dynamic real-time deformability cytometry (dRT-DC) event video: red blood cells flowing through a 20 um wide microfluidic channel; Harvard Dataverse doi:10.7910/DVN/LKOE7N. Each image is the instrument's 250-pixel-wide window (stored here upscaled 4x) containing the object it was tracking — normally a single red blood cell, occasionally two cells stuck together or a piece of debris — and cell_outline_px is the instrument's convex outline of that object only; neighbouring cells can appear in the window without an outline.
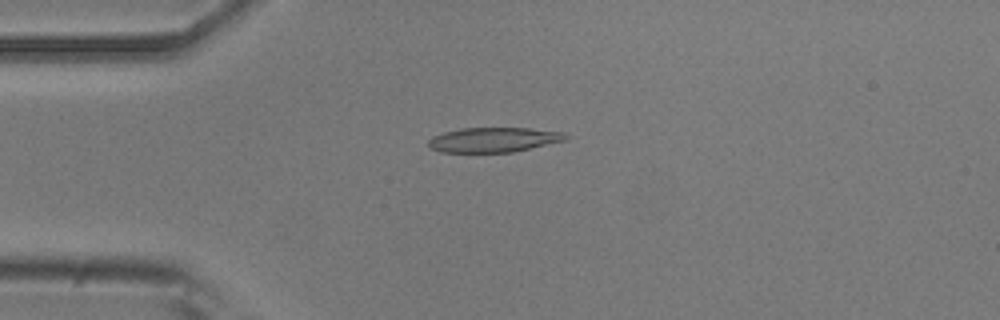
{"species": "common noctule bat (a hibernating species)", "species_latin": "Nyctalus noctula", "temperature_condition": "room temperature", "stored_images_in_passage": 6, "camera_frame_rate_fps": 3000, "um_per_image_px": 0.085, "animal": {"sex": "male", "body_mass_g": 20.5, "forearm_length_mm": 52.5}, "frame": {"image": 1, "passage_image": 4, "time_ms": 1.0, "image_size_px": [1000, 320], "cell_outline_px": [[572, 136], [568, 140], [512, 152], [440, 152], [428, 148], [428, 140], [432, 136], [444, 132], [460, 128], [528, 128], [564, 132]], "centroid_in_image_um": [41.98, 11.88], "position_along_channel_um": 43.0, "area_um2": 20.06}}
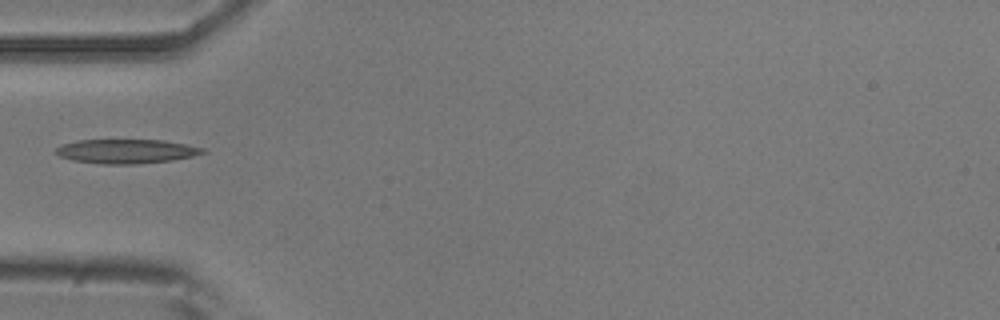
{"frame": {"image": 2, "passage_image": 5, "time_ms": 1.333, "image_size_px": [1000, 320], "cell_outline_px": [[208, 152], [192, 156], [172, 160], [136, 164], [104, 164], [72, 160], [60, 156], [56, 152], [56, 148], [60, 144], [80, 140], [164, 140], [204, 148]], "centroid_in_image_um": [10.74, 12.86], "position_along_channel_um": 74.3, "area_um2": 20.63}}
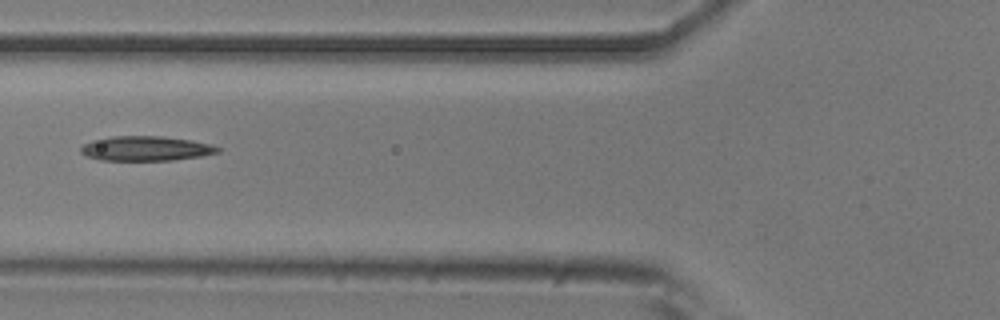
{"frame": {"image": 3, "passage_image": 6, "time_ms": 1.667, "image_size_px": [1000, 320], "cell_outline_px": [[220, 152], [200, 156], [172, 160], [100, 160], [88, 156], [80, 152], [80, 148], [84, 144], [92, 140], [112, 136], [160, 136], [192, 140], [208, 144], [220, 148]], "centroid_in_image_um": [12.38, 12.62], "position_along_channel_um": 113.4, "area_um2": 19.54}}